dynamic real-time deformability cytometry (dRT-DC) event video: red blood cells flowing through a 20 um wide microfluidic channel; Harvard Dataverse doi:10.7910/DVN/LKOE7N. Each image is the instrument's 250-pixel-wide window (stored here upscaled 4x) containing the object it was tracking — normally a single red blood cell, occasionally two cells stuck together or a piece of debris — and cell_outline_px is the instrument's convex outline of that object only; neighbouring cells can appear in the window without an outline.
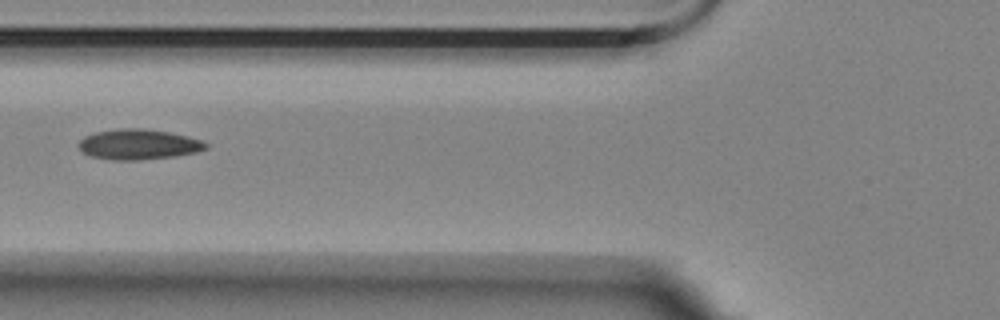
{"species": "Egyptian fruit bat (a non-hibernating species)", "species_latin": "Rousettus aegyptiacus", "temperature_condition": "room temperature", "stored_images_in_passage": 12, "camera_frame_rate_fps": 3000, "um_per_image_px": 0.085, "animal": {"sex": "female"}, "frame": {"image": 1, "passage_image": 5, "time_ms": 1.333, "image_size_px": [1000, 320], "cell_outline_px": [[208, 148], [196, 152], [176, 156], [140, 160], [112, 160], [88, 156], [76, 144], [84, 136], [96, 132], [120, 128], [144, 128], [168, 132], [188, 136], [200, 140], [208, 144]], "centroid_in_image_um": [11.75, 12.27], "position_along_channel_um": 114.0, "area_um2": 22.6}}
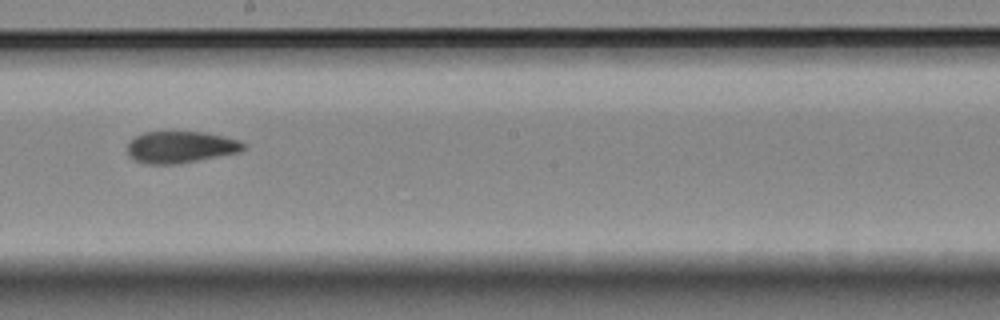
{"frame": {"image": 2, "passage_image": 8, "time_ms": 2.333, "image_size_px": [1000, 320], "cell_outline_px": [[244, 148], [240, 152], [180, 164], [144, 164], [128, 156], [128, 140], [144, 132], [204, 132], [240, 140], [244, 144]], "centroid_in_image_um": [15.33, 12.51], "position_along_channel_um": 232.9, "area_um2": 21.56}}
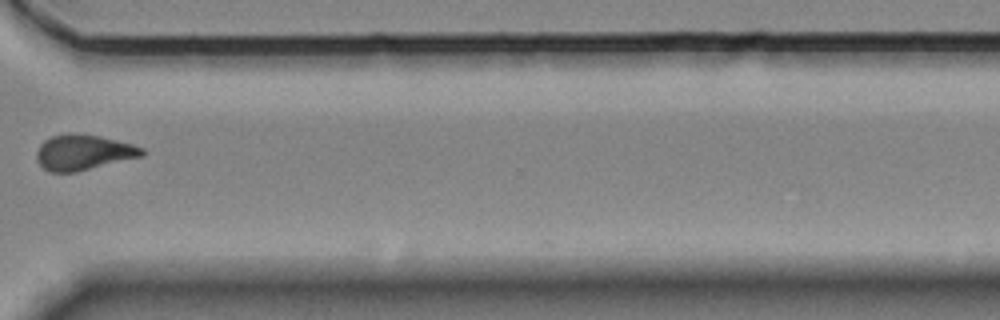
{"frame": {"image": 3, "passage_image": 11, "time_ms": 3.333, "image_size_px": [1000, 320], "cell_outline_px": [[144, 156], [76, 172], [48, 172], [36, 160], [36, 152], [40, 144], [44, 140], [52, 136], [68, 132], [72, 132], [100, 136], [132, 144], [144, 148]], "centroid_in_image_um": [7.07, 12.94], "position_along_channel_um": 363.5, "area_um2": 21.96}}